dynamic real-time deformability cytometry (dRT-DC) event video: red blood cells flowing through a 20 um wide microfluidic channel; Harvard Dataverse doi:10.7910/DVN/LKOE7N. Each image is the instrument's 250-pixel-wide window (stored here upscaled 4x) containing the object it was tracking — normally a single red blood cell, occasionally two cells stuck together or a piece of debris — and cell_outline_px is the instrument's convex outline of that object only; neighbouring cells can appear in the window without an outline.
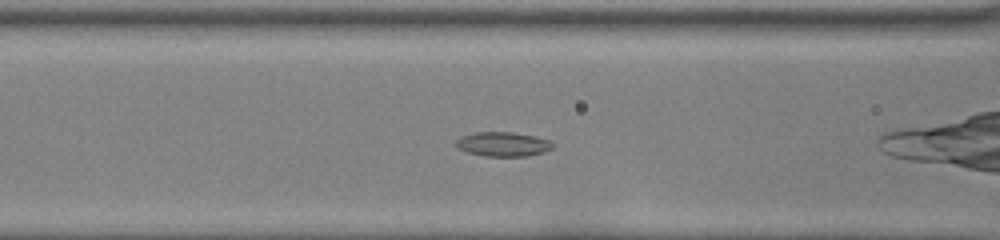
{"species": "common noctule bat (a hibernating species)", "species_latin": "Nyctalus noctula", "temperature_condition": "room temperature", "stored_images_in_passage": 34, "camera_frame_rate_fps": 3000, "um_per_image_px": 0.085, "animal": {"sex": "female", "body_mass_g": 22.0, "forearm_length_mm": 56.7}, "frame": {"image": 1, "passage_image": 6, "time_ms": 1.667, "image_size_px": [1000, 240], "cell_outline_px": [[556, 144], [552, 148], [544, 152], [528, 156], [484, 156], [468, 152], [456, 148], [456, 140], [460, 136], [476, 132], [512, 132], [536, 136], [548, 140]], "centroid_in_image_um": [42.76, 12.25], "position_along_channel_um": 123.8, "area_um2": 13.87}}
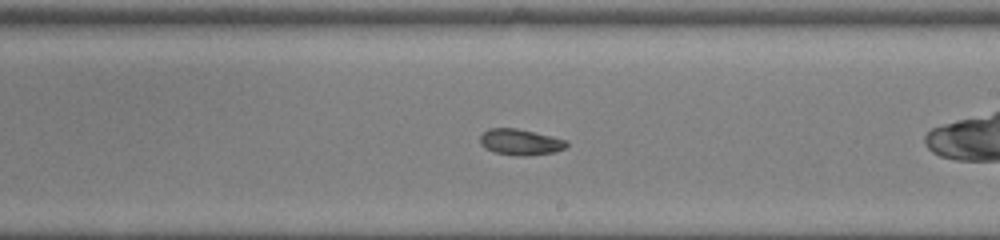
{"frame": {"image": 2, "passage_image": 15, "time_ms": 4.667, "image_size_px": [1000, 240], "cell_outline_px": [[568, 144], [564, 148], [556, 152], [524, 156], [516, 156], [496, 152], [484, 148], [480, 144], [480, 136], [488, 128], [516, 128], [552, 136], [568, 140]], "centroid_in_image_um": [44.23, 12.07], "position_along_channel_um": 244.8, "area_um2": 13.18}}
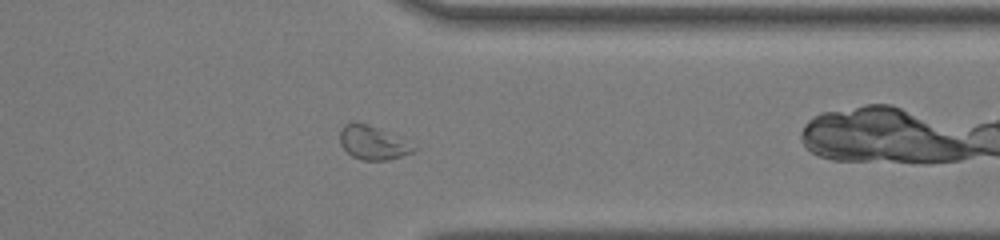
{"frame": {"image": 3, "passage_image": 25, "time_ms": 8.0, "image_size_px": [1000, 240], "cell_outline_px": [[420, 148], [412, 152], [388, 160], [360, 160], [352, 156], [340, 144], [340, 132], [344, 124], [364, 124], [376, 128], [416, 144]], "centroid_in_image_um": [31.74, 12.17], "position_along_channel_um": 379.7, "area_um2": 14.16}, "authors_computed_cell_mechanics": {"area_um2": 13.7564, "velocity_mm_per_s": 4.0489, "shape_relaxation_time_tau1_ms": 3.4134, "shape_relaxation_time_tau2_ms": 8.1678, "deformation_change_tau1": 0.0679, "deformation_change_tau2": 0.185}}